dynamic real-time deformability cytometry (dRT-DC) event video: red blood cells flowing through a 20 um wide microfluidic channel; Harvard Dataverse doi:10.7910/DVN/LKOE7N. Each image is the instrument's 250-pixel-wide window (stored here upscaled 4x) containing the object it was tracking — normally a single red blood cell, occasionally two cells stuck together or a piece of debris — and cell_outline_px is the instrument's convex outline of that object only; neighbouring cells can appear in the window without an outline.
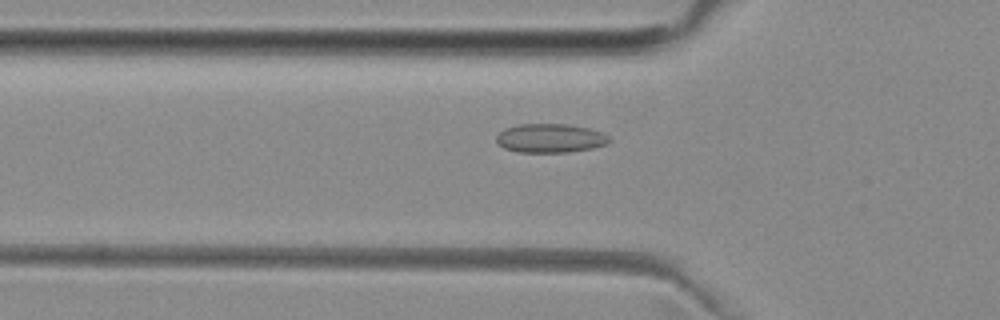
{"species": "common noctule bat (a hibernating species)", "species_latin": "Nyctalus noctula", "temperature_condition": "room temperature", "stored_images_in_passage": 52, "camera_frame_rate_fps": 3000, "um_per_image_px": 0.085, "animal": {"sex": "female", "body_mass_g": 29.2, "forearm_length_mm": 56.3}, "frame": {"image": 1, "passage_image": 18, "time_ms": 5.667, "image_size_px": [1000, 320], "cell_outline_px": [[612, 140], [608, 144], [592, 148], [568, 152], [516, 152], [504, 148], [496, 144], [496, 136], [504, 128], [520, 124], [564, 124], [588, 128], [600, 132], [608, 136]], "centroid_in_image_um": [46.74, 11.75], "position_along_channel_um": 79.1, "area_um2": 19.07}}
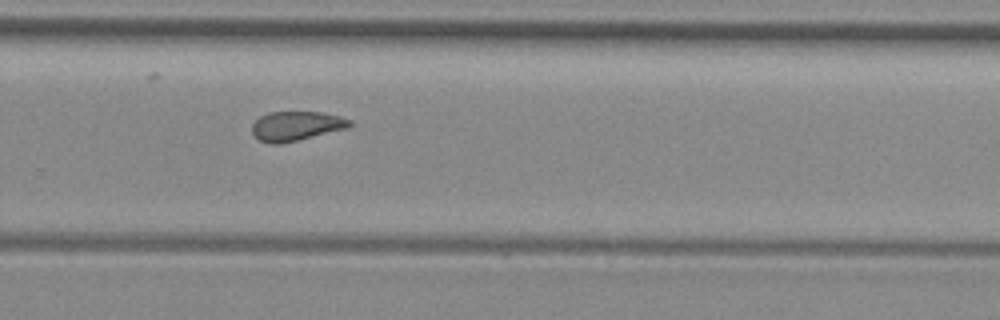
{"frame": {"image": 2, "passage_image": 35, "time_ms": 11.333, "image_size_px": [1000, 320], "cell_outline_px": [[352, 124], [348, 128], [280, 144], [268, 144], [260, 140], [252, 132], [252, 124], [260, 116], [268, 112], [320, 112], [340, 116], [352, 120]], "centroid_in_image_um": [25.18, 10.7], "position_along_channel_um": 304.6, "area_um2": 16.7}}
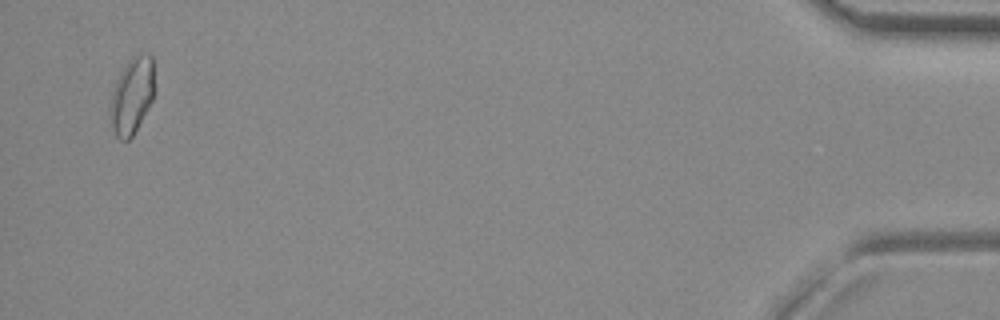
{"frame": {"image": 3, "passage_image": 51, "time_ms": 16.667, "image_size_px": [1000, 320], "cell_outline_px": [[156, 92], [152, 100], [132, 136], [128, 140], [120, 140], [116, 136], [108, 124], [108, 112], [112, 92], [116, 80], [120, 72], [140, 52], [152, 56], [156, 88]], "centroid_in_image_um": [11.2, 8.17], "position_along_channel_um": 424.0, "area_um2": 20.06}, "authors_computed_cell_mechanics": {"area_um2": 17.5423, "velocity_mm_per_s": 3.9772, "shape_relaxation_time_tau1_ms": null, "shape_relaxation_time_tau2_ms": 2.5649, "deformation_change_tau1": null, "deformation_change_tau2": 0.0613}}